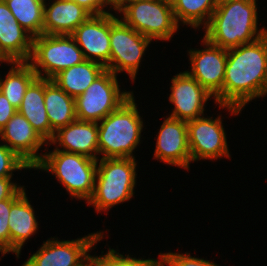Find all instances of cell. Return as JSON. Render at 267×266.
<instances>
[{
    "mask_svg": "<svg viewBox=\"0 0 267 266\" xmlns=\"http://www.w3.org/2000/svg\"><path fill=\"white\" fill-rule=\"evenodd\" d=\"M267 94V33L227 50L222 106L237 115L248 102Z\"/></svg>",
    "mask_w": 267,
    "mask_h": 266,
    "instance_id": "obj_1",
    "label": "cell"
},
{
    "mask_svg": "<svg viewBox=\"0 0 267 266\" xmlns=\"http://www.w3.org/2000/svg\"><path fill=\"white\" fill-rule=\"evenodd\" d=\"M256 0H233L218 3L204 38L213 45L229 50L253 42L267 33L266 27L258 30Z\"/></svg>",
    "mask_w": 267,
    "mask_h": 266,
    "instance_id": "obj_2",
    "label": "cell"
},
{
    "mask_svg": "<svg viewBox=\"0 0 267 266\" xmlns=\"http://www.w3.org/2000/svg\"><path fill=\"white\" fill-rule=\"evenodd\" d=\"M133 95L117 110L111 112L98 125V146L100 159L135 158L143 129Z\"/></svg>",
    "mask_w": 267,
    "mask_h": 266,
    "instance_id": "obj_3",
    "label": "cell"
},
{
    "mask_svg": "<svg viewBox=\"0 0 267 266\" xmlns=\"http://www.w3.org/2000/svg\"><path fill=\"white\" fill-rule=\"evenodd\" d=\"M98 160L94 192L87 203L101 212L133 197L137 163L135 158Z\"/></svg>",
    "mask_w": 267,
    "mask_h": 266,
    "instance_id": "obj_4",
    "label": "cell"
},
{
    "mask_svg": "<svg viewBox=\"0 0 267 266\" xmlns=\"http://www.w3.org/2000/svg\"><path fill=\"white\" fill-rule=\"evenodd\" d=\"M98 161L56 147L52 152H45L34 169L50 171L72 198L88 202L94 192Z\"/></svg>",
    "mask_w": 267,
    "mask_h": 266,
    "instance_id": "obj_5",
    "label": "cell"
},
{
    "mask_svg": "<svg viewBox=\"0 0 267 266\" xmlns=\"http://www.w3.org/2000/svg\"><path fill=\"white\" fill-rule=\"evenodd\" d=\"M83 61V52L71 35L41 34L33 38L28 63L39 78L52 80L61 71Z\"/></svg>",
    "mask_w": 267,
    "mask_h": 266,
    "instance_id": "obj_6",
    "label": "cell"
},
{
    "mask_svg": "<svg viewBox=\"0 0 267 266\" xmlns=\"http://www.w3.org/2000/svg\"><path fill=\"white\" fill-rule=\"evenodd\" d=\"M119 13L125 24L151 40L168 41L179 26L170 0H138Z\"/></svg>",
    "mask_w": 267,
    "mask_h": 266,
    "instance_id": "obj_7",
    "label": "cell"
},
{
    "mask_svg": "<svg viewBox=\"0 0 267 266\" xmlns=\"http://www.w3.org/2000/svg\"><path fill=\"white\" fill-rule=\"evenodd\" d=\"M120 89L117 75L106 69L74 99L77 119L99 123L133 95V92H121Z\"/></svg>",
    "mask_w": 267,
    "mask_h": 266,
    "instance_id": "obj_8",
    "label": "cell"
},
{
    "mask_svg": "<svg viewBox=\"0 0 267 266\" xmlns=\"http://www.w3.org/2000/svg\"><path fill=\"white\" fill-rule=\"evenodd\" d=\"M151 41L111 13L109 70L115 75L125 71L134 81Z\"/></svg>",
    "mask_w": 267,
    "mask_h": 266,
    "instance_id": "obj_9",
    "label": "cell"
},
{
    "mask_svg": "<svg viewBox=\"0 0 267 266\" xmlns=\"http://www.w3.org/2000/svg\"><path fill=\"white\" fill-rule=\"evenodd\" d=\"M91 233L76 240L48 239L22 266H85L91 259L88 253L104 235Z\"/></svg>",
    "mask_w": 267,
    "mask_h": 266,
    "instance_id": "obj_10",
    "label": "cell"
},
{
    "mask_svg": "<svg viewBox=\"0 0 267 266\" xmlns=\"http://www.w3.org/2000/svg\"><path fill=\"white\" fill-rule=\"evenodd\" d=\"M202 40L206 47L202 50L190 49L191 72H186L215 98V103L222 106L227 50L213 45L204 37Z\"/></svg>",
    "mask_w": 267,
    "mask_h": 266,
    "instance_id": "obj_11",
    "label": "cell"
},
{
    "mask_svg": "<svg viewBox=\"0 0 267 266\" xmlns=\"http://www.w3.org/2000/svg\"><path fill=\"white\" fill-rule=\"evenodd\" d=\"M221 116L187 121L191 161L230 157Z\"/></svg>",
    "mask_w": 267,
    "mask_h": 266,
    "instance_id": "obj_12",
    "label": "cell"
},
{
    "mask_svg": "<svg viewBox=\"0 0 267 266\" xmlns=\"http://www.w3.org/2000/svg\"><path fill=\"white\" fill-rule=\"evenodd\" d=\"M111 13L90 15L70 35L85 60L101 63L109 70ZM101 60V61H100Z\"/></svg>",
    "mask_w": 267,
    "mask_h": 266,
    "instance_id": "obj_13",
    "label": "cell"
},
{
    "mask_svg": "<svg viewBox=\"0 0 267 266\" xmlns=\"http://www.w3.org/2000/svg\"><path fill=\"white\" fill-rule=\"evenodd\" d=\"M171 83L169 101L174 109L169 117L190 121L204 116L205 103L212 95L186 71L175 75Z\"/></svg>",
    "mask_w": 267,
    "mask_h": 266,
    "instance_id": "obj_14",
    "label": "cell"
},
{
    "mask_svg": "<svg viewBox=\"0 0 267 266\" xmlns=\"http://www.w3.org/2000/svg\"><path fill=\"white\" fill-rule=\"evenodd\" d=\"M154 157L165 164L189 170L191 154L187 121L167 117L158 132Z\"/></svg>",
    "mask_w": 267,
    "mask_h": 266,
    "instance_id": "obj_15",
    "label": "cell"
},
{
    "mask_svg": "<svg viewBox=\"0 0 267 266\" xmlns=\"http://www.w3.org/2000/svg\"><path fill=\"white\" fill-rule=\"evenodd\" d=\"M0 138L5 141V145L9 149L15 152L32 169L43 157L42 154L38 153V150L44 144L48 146V143L18 111L0 130Z\"/></svg>",
    "mask_w": 267,
    "mask_h": 266,
    "instance_id": "obj_16",
    "label": "cell"
},
{
    "mask_svg": "<svg viewBox=\"0 0 267 266\" xmlns=\"http://www.w3.org/2000/svg\"><path fill=\"white\" fill-rule=\"evenodd\" d=\"M33 37L17 22L4 0H0V51L10 62H28Z\"/></svg>",
    "mask_w": 267,
    "mask_h": 266,
    "instance_id": "obj_17",
    "label": "cell"
},
{
    "mask_svg": "<svg viewBox=\"0 0 267 266\" xmlns=\"http://www.w3.org/2000/svg\"><path fill=\"white\" fill-rule=\"evenodd\" d=\"M59 142V143H58ZM59 144L62 151L82 154L98 160V123L74 120L65 127L59 128L49 144Z\"/></svg>",
    "mask_w": 267,
    "mask_h": 266,
    "instance_id": "obj_18",
    "label": "cell"
},
{
    "mask_svg": "<svg viewBox=\"0 0 267 266\" xmlns=\"http://www.w3.org/2000/svg\"><path fill=\"white\" fill-rule=\"evenodd\" d=\"M90 13L77 3L69 0H55L51 5L44 3L43 34L70 35Z\"/></svg>",
    "mask_w": 267,
    "mask_h": 266,
    "instance_id": "obj_19",
    "label": "cell"
},
{
    "mask_svg": "<svg viewBox=\"0 0 267 266\" xmlns=\"http://www.w3.org/2000/svg\"><path fill=\"white\" fill-rule=\"evenodd\" d=\"M34 209L24 191L12 204L9 213L10 252L20 255V251L31 235L37 233L38 222Z\"/></svg>",
    "mask_w": 267,
    "mask_h": 266,
    "instance_id": "obj_20",
    "label": "cell"
},
{
    "mask_svg": "<svg viewBox=\"0 0 267 266\" xmlns=\"http://www.w3.org/2000/svg\"><path fill=\"white\" fill-rule=\"evenodd\" d=\"M44 101L51 126V139L54 133L77 119L75 100L64 92L53 80L44 78Z\"/></svg>",
    "mask_w": 267,
    "mask_h": 266,
    "instance_id": "obj_21",
    "label": "cell"
},
{
    "mask_svg": "<svg viewBox=\"0 0 267 266\" xmlns=\"http://www.w3.org/2000/svg\"><path fill=\"white\" fill-rule=\"evenodd\" d=\"M32 127L47 142L51 140V126L44 101V78L37 77L27 88L20 107L17 109Z\"/></svg>",
    "mask_w": 267,
    "mask_h": 266,
    "instance_id": "obj_22",
    "label": "cell"
},
{
    "mask_svg": "<svg viewBox=\"0 0 267 266\" xmlns=\"http://www.w3.org/2000/svg\"><path fill=\"white\" fill-rule=\"evenodd\" d=\"M105 70L106 67L101 63L85 60L61 71L52 80L75 99L84 93Z\"/></svg>",
    "mask_w": 267,
    "mask_h": 266,
    "instance_id": "obj_23",
    "label": "cell"
},
{
    "mask_svg": "<svg viewBox=\"0 0 267 266\" xmlns=\"http://www.w3.org/2000/svg\"><path fill=\"white\" fill-rule=\"evenodd\" d=\"M10 65L6 78H0V91L18 109L27 88L38 76L28 62H11Z\"/></svg>",
    "mask_w": 267,
    "mask_h": 266,
    "instance_id": "obj_24",
    "label": "cell"
},
{
    "mask_svg": "<svg viewBox=\"0 0 267 266\" xmlns=\"http://www.w3.org/2000/svg\"><path fill=\"white\" fill-rule=\"evenodd\" d=\"M176 22L197 28L208 25L216 9L217 0H170ZM207 17V18H206Z\"/></svg>",
    "mask_w": 267,
    "mask_h": 266,
    "instance_id": "obj_25",
    "label": "cell"
},
{
    "mask_svg": "<svg viewBox=\"0 0 267 266\" xmlns=\"http://www.w3.org/2000/svg\"><path fill=\"white\" fill-rule=\"evenodd\" d=\"M17 22L34 38L43 34L45 0H4Z\"/></svg>",
    "mask_w": 267,
    "mask_h": 266,
    "instance_id": "obj_26",
    "label": "cell"
},
{
    "mask_svg": "<svg viewBox=\"0 0 267 266\" xmlns=\"http://www.w3.org/2000/svg\"><path fill=\"white\" fill-rule=\"evenodd\" d=\"M93 266H159L156 259H137L129 255L123 256L116 250L110 249L102 256H91Z\"/></svg>",
    "mask_w": 267,
    "mask_h": 266,
    "instance_id": "obj_27",
    "label": "cell"
},
{
    "mask_svg": "<svg viewBox=\"0 0 267 266\" xmlns=\"http://www.w3.org/2000/svg\"><path fill=\"white\" fill-rule=\"evenodd\" d=\"M21 169L32 168L5 144L0 145V178L12 177L15 170Z\"/></svg>",
    "mask_w": 267,
    "mask_h": 266,
    "instance_id": "obj_28",
    "label": "cell"
},
{
    "mask_svg": "<svg viewBox=\"0 0 267 266\" xmlns=\"http://www.w3.org/2000/svg\"><path fill=\"white\" fill-rule=\"evenodd\" d=\"M190 253H160V260L158 259L159 266H218L217 264L204 260V258H195L189 255Z\"/></svg>",
    "mask_w": 267,
    "mask_h": 266,
    "instance_id": "obj_29",
    "label": "cell"
},
{
    "mask_svg": "<svg viewBox=\"0 0 267 266\" xmlns=\"http://www.w3.org/2000/svg\"><path fill=\"white\" fill-rule=\"evenodd\" d=\"M17 198H9L0 201V252L2 255L10 252V229H9V213L11 204Z\"/></svg>",
    "mask_w": 267,
    "mask_h": 266,
    "instance_id": "obj_30",
    "label": "cell"
},
{
    "mask_svg": "<svg viewBox=\"0 0 267 266\" xmlns=\"http://www.w3.org/2000/svg\"><path fill=\"white\" fill-rule=\"evenodd\" d=\"M12 177H1L0 178V201L9 198H18L24 191L25 188L11 182Z\"/></svg>",
    "mask_w": 267,
    "mask_h": 266,
    "instance_id": "obj_31",
    "label": "cell"
},
{
    "mask_svg": "<svg viewBox=\"0 0 267 266\" xmlns=\"http://www.w3.org/2000/svg\"><path fill=\"white\" fill-rule=\"evenodd\" d=\"M77 3L86 9L91 15H100L103 13H109V11H105V5H110L109 0H69Z\"/></svg>",
    "mask_w": 267,
    "mask_h": 266,
    "instance_id": "obj_32",
    "label": "cell"
},
{
    "mask_svg": "<svg viewBox=\"0 0 267 266\" xmlns=\"http://www.w3.org/2000/svg\"><path fill=\"white\" fill-rule=\"evenodd\" d=\"M17 109L8 101L6 96L0 91V130L7 124Z\"/></svg>",
    "mask_w": 267,
    "mask_h": 266,
    "instance_id": "obj_33",
    "label": "cell"
},
{
    "mask_svg": "<svg viewBox=\"0 0 267 266\" xmlns=\"http://www.w3.org/2000/svg\"><path fill=\"white\" fill-rule=\"evenodd\" d=\"M138 0H109V4L110 6L114 9V10H118L119 12L126 7L128 4L136 2Z\"/></svg>",
    "mask_w": 267,
    "mask_h": 266,
    "instance_id": "obj_34",
    "label": "cell"
},
{
    "mask_svg": "<svg viewBox=\"0 0 267 266\" xmlns=\"http://www.w3.org/2000/svg\"><path fill=\"white\" fill-rule=\"evenodd\" d=\"M0 62H8L9 64H11V62L2 54V52L0 51Z\"/></svg>",
    "mask_w": 267,
    "mask_h": 266,
    "instance_id": "obj_35",
    "label": "cell"
},
{
    "mask_svg": "<svg viewBox=\"0 0 267 266\" xmlns=\"http://www.w3.org/2000/svg\"><path fill=\"white\" fill-rule=\"evenodd\" d=\"M228 1H233V0H217V3H224V2H228Z\"/></svg>",
    "mask_w": 267,
    "mask_h": 266,
    "instance_id": "obj_36",
    "label": "cell"
}]
</instances>
